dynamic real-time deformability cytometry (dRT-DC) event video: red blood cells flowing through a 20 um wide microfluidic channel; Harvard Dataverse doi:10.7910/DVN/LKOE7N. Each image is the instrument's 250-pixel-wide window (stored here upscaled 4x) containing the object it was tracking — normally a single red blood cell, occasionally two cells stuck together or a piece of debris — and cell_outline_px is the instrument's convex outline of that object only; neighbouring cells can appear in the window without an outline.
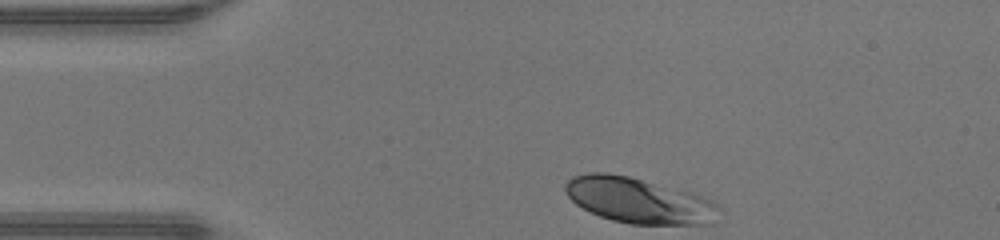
{"species": "human", "species_latin": "Homo sapiens", "temperature_condition": "warm", "stored_images_in_passage": 30, "camera_frame_rate_fps": 3000, "um_per_image_px": 0.085, "donor": {"sex": "male"}, "frame": {"image": 1, "passage_image": 1, "time_ms": 0.0, "image_size_px": [1000, 240], "cell_outline_px": [[720, 208], [712, 224], [632, 224], [612, 220], [600, 216], [576, 204], [568, 196], [564, 188], [564, 184], [572, 176], [588, 172], [604, 172], [628, 176], [692, 192], [712, 200]], "centroid_in_image_um": [54.29, 17.03], "position_along_channel_um": 30.7, "area_um2": 40.69}}
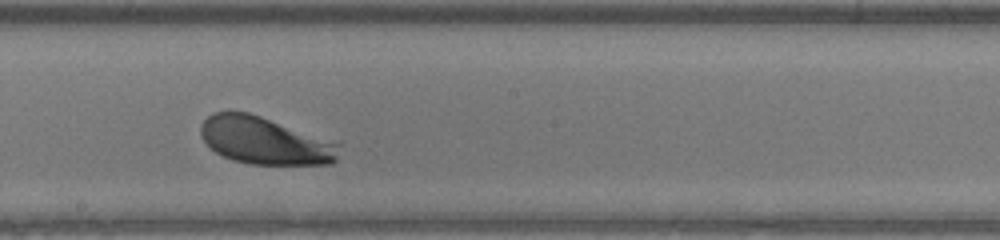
{"frame": {"image": 2, "passage_image": 18, "time_ms": 5.667, "image_size_px": [1000, 240], "cell_outline_px": [[340, 144], [336, 160], [332, 164], [252, 164], [232, 160], [216, 152], [200, 136], [200, 124], [212, 112], [248, 112], [340, 140]], "centroid_in_image_um": [22.6, 11.94], "position_along_channel_um": 225.6, "area_um2": 38.84}}
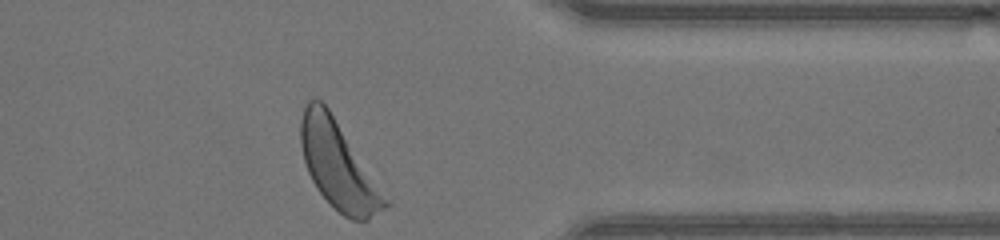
{"frame": {"image": 3, "passage_image": 30, "time_ms": 9.667, "image_size_px": [1000, 240], "cell_outline_px": [[392, 204], [368, 220], [352, 220], [344, 216], [316, 188], [308, 172], [304, 160], [300, 144], [300, 120], [304, 108], [308, 100], [320, 100], [328, 108], [392, 200]], "centroid_in_image_um": [28.81, 14.09], "position_along_channel_um": 382.6, "area_um2": 43.06}, "authors_computed_cell_mechanics": {"area_um2": 38.4081, "velocity_mm_per_s": 4.2954, "shape_relaxation_time_tau1_ms": 0.653, "shape_relaxation_time_tau2_ms": 2.1069, "deformation_change_tau1": 0.0854, "deformation_change_tau2": 0.0634}}